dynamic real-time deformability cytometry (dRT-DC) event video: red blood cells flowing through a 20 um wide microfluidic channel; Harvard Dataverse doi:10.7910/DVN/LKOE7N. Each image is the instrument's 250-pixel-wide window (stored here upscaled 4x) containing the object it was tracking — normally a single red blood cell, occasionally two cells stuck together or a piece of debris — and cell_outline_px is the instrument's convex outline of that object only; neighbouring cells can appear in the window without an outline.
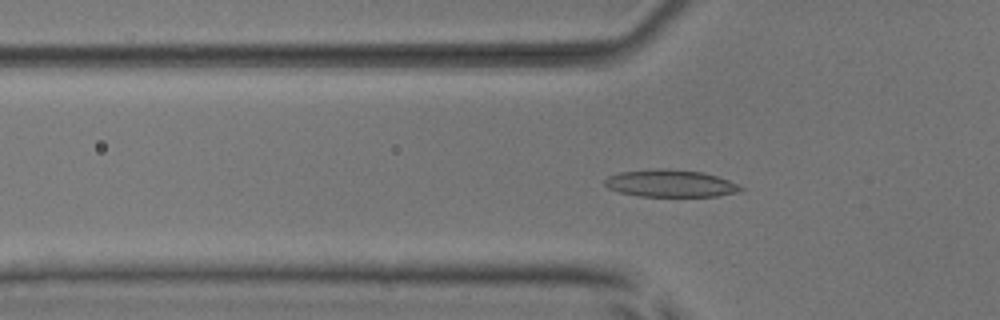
{"species": "common noctule bat (a hibernating species)", "species_latin": "Nyctalus noctula", "temperature_condition": "room temperature", "stored_images_in_passage": 53, "segment_of_instrument_passage": [1, 2], "camera_frame_rate_fps": 3000, "um_per_image_px": 0.085, "animal": {"sex": "male", "body_mass_g": 17.9, "forearm_length_mm": 54.2}, "frame": {"image": 1, "passage_image": 17, "time_ms": 5.333, "image_size_px": [1000, 320], "cell_outline_px": [[744, 188], [740, 192], [716, 196], [640, 196], [620, 192], [608, 188], [604, 184], [604, 180], [608, 176], [620, 172], [648, 168], [664, 168], [704, 172], [740, 184]], "centroid_in_image_um": [56.99, 15.58], "position_along_channel_um": 68.8, "area_um2": 21.79}}
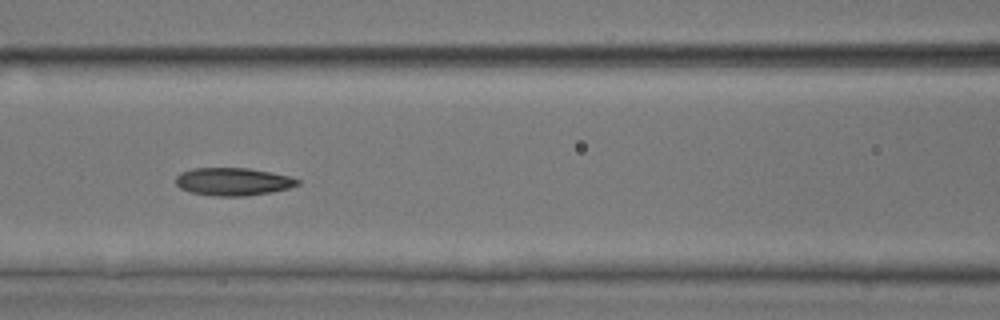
{"frame": {"image": 2, "passage_image": 23, "time_ms": 7.333, "image_size_px": [1000, 320], "cell_outline_px": [[300, 184], [288, 188], [272, 192], [244, 196], [216, 196], [192, 192], [180, 188], [176, 184], [176, 176], [180, 172], [192, 168], [248, 168], [292, 176], [300, 180]], "centroid_in_image_um": [19.82, 15.43], "position_along_channel_um": 146.8, "area_um2": 19.77}}
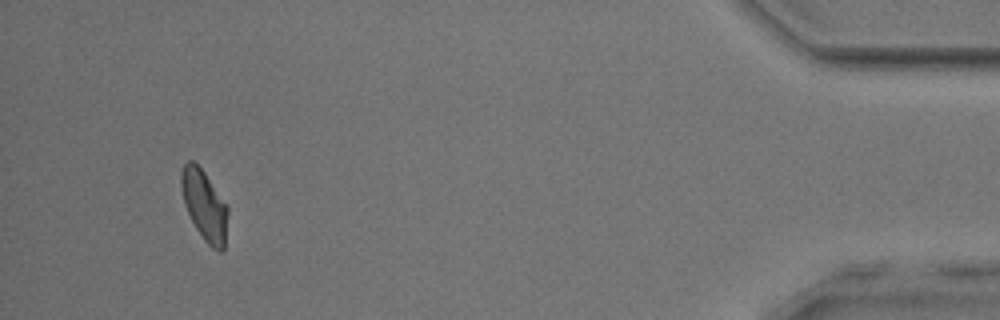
{"frame": {"image": 3, "passage_image": 49, "time_ms": 16.0, "image_size_px": [1000, 320], "cell_outline_px": [[228, 212], [224, 248], [220, 252], [212, 248], [204, 240], [196, 228], [184, 204], [180, 184], [180, 176], [184, 164], [188, 160], [192, 160], [204, 172], [228, 208]], "centroid_in_image_um": [17.36, 17.46], "position_along_channel_um": 417.8, "area_um2": 18.73}}